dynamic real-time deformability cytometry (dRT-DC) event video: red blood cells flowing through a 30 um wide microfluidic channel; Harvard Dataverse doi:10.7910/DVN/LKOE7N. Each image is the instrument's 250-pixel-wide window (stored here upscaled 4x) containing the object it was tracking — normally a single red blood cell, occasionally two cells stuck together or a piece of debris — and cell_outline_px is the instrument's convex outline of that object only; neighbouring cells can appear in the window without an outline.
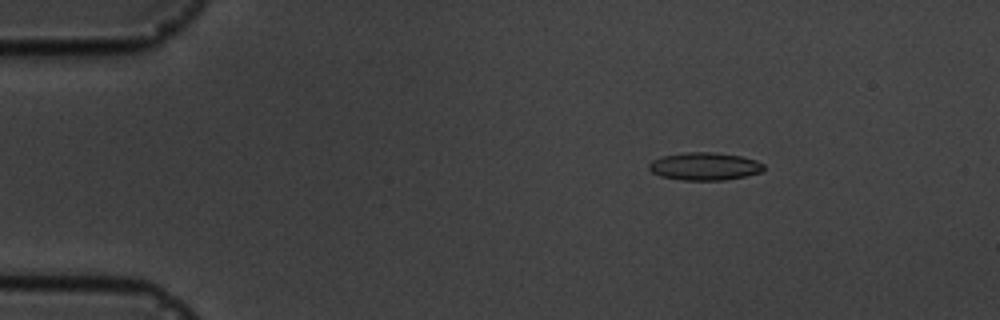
{"species": "common noctule bat (a hibernating species)", "species_latin": "Nyctalus noctula", "temperature_condition": "cold", "stored_images_in_passage": 4, "camera_frame_rate_fps": 3000, "um_per_image_px": 0.085, "animal": {"sex": "male", "body_mass_g": 19.5, "forearm_length_mm": 54.6}, "frame": {"image": 1, "passage_image": 2, "time_ms": 2.0, "image_size_px": [1000, 320], "cell_outline_px": [[764, 168], [760, 172], [744, 176], [724, 180], [680, 180], [660, 176], [652, 172], [648, 168], [648, 164], [652, 160], [664, 156], [684, 152], [712, 152], [740, 156], [756, 160], [764, 164]], "centroid_in_image_um": [59.86, 14.14], "position_along_channel_um": 25.1, "area_um2": 18.5}}